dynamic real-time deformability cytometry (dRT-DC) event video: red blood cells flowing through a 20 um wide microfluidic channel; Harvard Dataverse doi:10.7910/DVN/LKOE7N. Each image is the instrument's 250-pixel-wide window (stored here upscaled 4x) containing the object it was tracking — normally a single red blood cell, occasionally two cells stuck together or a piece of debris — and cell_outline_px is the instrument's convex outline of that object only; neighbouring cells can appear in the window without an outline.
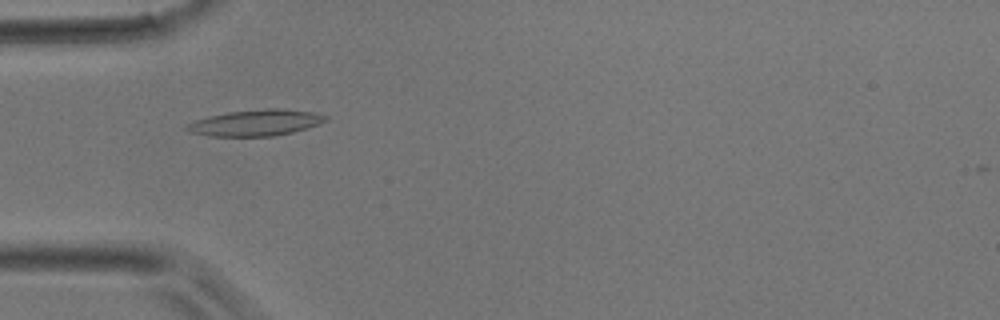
{"species": "common noctule bat (a hibernating species)", "species_latin": "Nyctalus noctula", "temperature_condition": "room temperature", "stored_images_in_passage": 4, "camera_frame_rate_fps": 3000, "um_per_image_px": 0.085, "animal": {"sex": "male", "body_mass_g": 17.9}, "frame": {"image": 1, "passage_image": 4, "time_ms": 1.0, "image_size_px": [1000, 320], "cell_outline_px": [[328, 120], [308, 128], [292, 132], [272, 136], [208, 136], [192, 132], [184, 128], [188, 124], [196, 120], [228, 112], [268, 108], [280, 108], [316, 112], [328, 116]], "centroid_in_image_um": [21.81, 10.43], "position_along_channel_um": 63.2, "area_um2": 21.04}}